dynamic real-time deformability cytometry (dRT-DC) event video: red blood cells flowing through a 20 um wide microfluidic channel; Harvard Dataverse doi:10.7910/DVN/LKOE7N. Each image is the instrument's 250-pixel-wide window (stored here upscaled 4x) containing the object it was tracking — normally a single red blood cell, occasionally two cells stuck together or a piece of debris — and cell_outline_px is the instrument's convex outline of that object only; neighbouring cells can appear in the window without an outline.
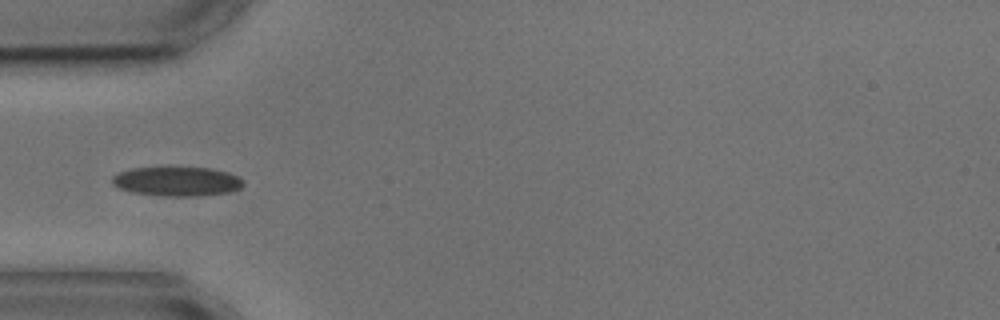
{"species": "common noctule bat (a hibernating species)", "species_latin": "Nyctalus noctula", "temperature_condition": "cold", "stored_images_in_passage": 5, "camera_frame_rate_fps": 3000, "um_per_image_px": 0.085, "animal": {"sex": "male", "body_mass_g": 17.9, "forearm_length_mm": 54.2}, "frame": {"image": 1, "passage_image": 4, "time_ms": 3.667, "image_size_px": [1000, 320], "cell_outline_px": [[244, 184], [240, 188], [228, 192], [200, 196], [164, 196], [132, 192], [120, 188], [112, 184], [112, 176], [116, 172], [132, 168], [208, 168], [228, 172], [244, 180]], "centroid_in_image_um": [15.02, 15.42], "position_along_channel_um": 70.0, "area_um2": 22.31}}